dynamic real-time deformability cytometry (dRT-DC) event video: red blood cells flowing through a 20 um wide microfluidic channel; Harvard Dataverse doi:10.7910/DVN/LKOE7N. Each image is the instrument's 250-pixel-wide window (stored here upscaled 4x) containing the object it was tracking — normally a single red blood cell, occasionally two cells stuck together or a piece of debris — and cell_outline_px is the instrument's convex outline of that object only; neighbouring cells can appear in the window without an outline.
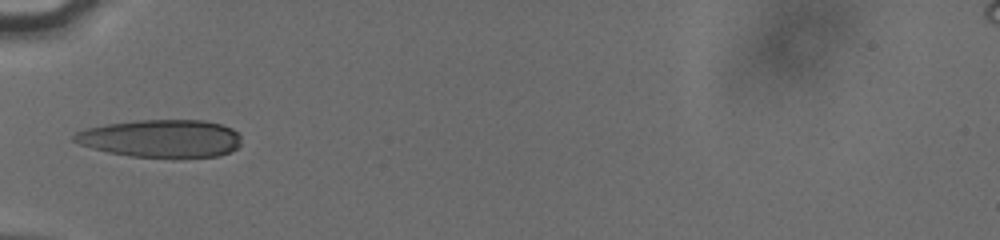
{"species": "human", "species_latin": "Homo sapiens", "temperature_condition": "cold", "stored_images_in_passage": 35, "camera_frame_rate_fps": 3000, "um_per_image_px": 0.085, "donor": {"sex": "male"}, "frame": {"image": 1, "passage_image": 1, "time_ms": 0.0, "image_size_px": [1000, 240], "cell_outline_px": [[240, 144], [236, 148], [228, 152], [216, 156], [128, 156], [108, 152], [92, 148], [80, 144], [72, 140], [72, 136], [76, 132], [88, 128], [108, 124], [136, 120], [204, 120], [220, 124], [232, 128], [240, 136]], "centroid_in_image_um": [13.67, 11.75], "position_along_channel_um": 71.3, "area_um2": 36.24}}
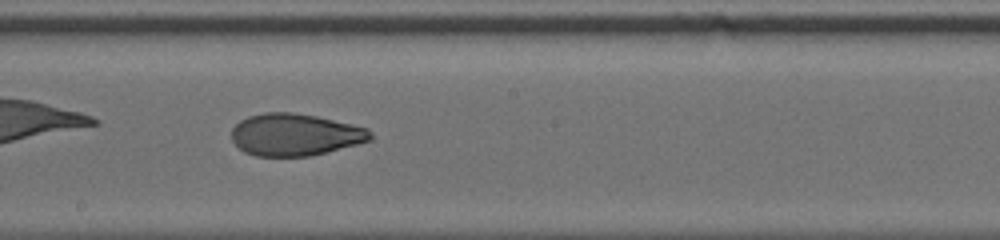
{"frame": {"image": 2, "passage_image": 13, "time_ms": 4.0, "image_size_px": [1000, 240], "cell_outline_px": [[372, 140], [312, 156], [256, 156], [244, 152], [232, 140], [232, 128], [240, 120], [248, 116], [264, 112], [292, 112], [316, 116], [352, 124], [368, 128], [372, 132]], "centroid_in_image_um": [25.09, 11.44], "position_along_channel_um": 223.1, "area_um2": 34.16}}
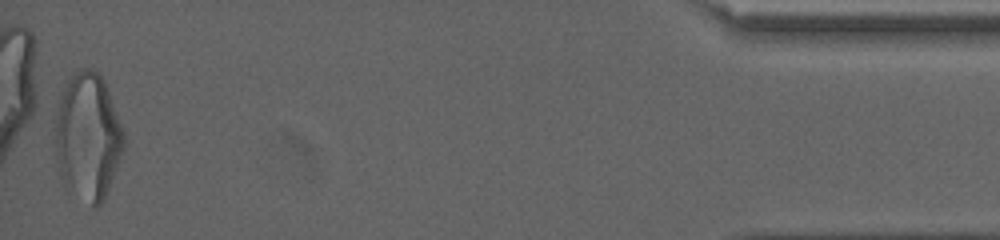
{"frame": {"image": 3, "passage_image": 35, "time_ms": 11.333, "image_size_px": [1000, 240], "cell_outline_px": [[124, 148], [104, 200], [96, 208], [68, 192], [60, 176], [56, 160], [56, 112], [60, 96], [72, 72], [80, 68], [88, 68], [96, 72], [104, 80], [124, 132]], "centroid_in_image_um": [7.45, 11.64], "position_along_channel_um": 427.7, "area_um2": 50.86}, "authors_computed_cell_mechanics": {"area_um2": 35.1424, "velocity_mm_per_s": 3.8362, "shape_relaxation_time_tau1_ms": 7.9073, "shape_relaxation_time_tau2_ms": 2.4334, "deformation_change_tau1": 0.2307, "deformation_change_tau2": 0.0662}}